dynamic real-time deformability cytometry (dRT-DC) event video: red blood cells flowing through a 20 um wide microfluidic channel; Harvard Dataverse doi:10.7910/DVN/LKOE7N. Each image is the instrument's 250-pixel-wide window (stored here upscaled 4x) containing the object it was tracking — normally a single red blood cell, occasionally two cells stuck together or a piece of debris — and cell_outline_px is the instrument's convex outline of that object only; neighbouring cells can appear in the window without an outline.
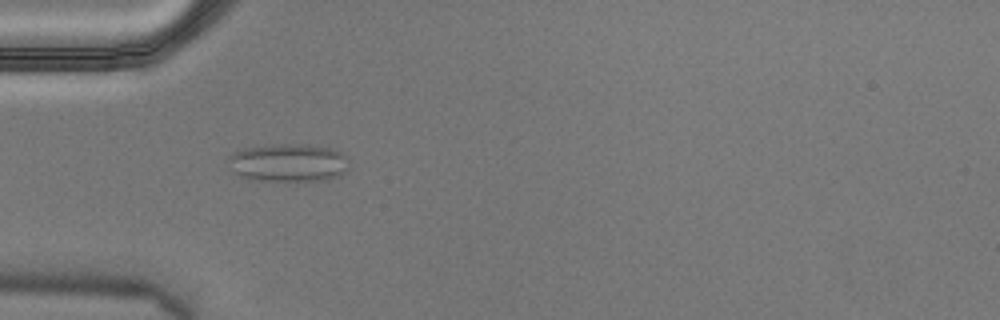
{"species": "Egyptian fruit bat (a non-hibernating species)", "species_latin": "Rousettus aegyptiacus", "temperature_condition": "cold", "stored_images_in_passage": 55, "camera_frame_rate_fps": 3000, "um_per_image_px": 0.085, "animal": {"sex": "male"}, "frame": {"image": 1, "passage_image": 17, "time_ms": 5.333, "image_size_px": [1000, 320], "cell_outline_px": [[348, 168], [340, 176], [328, 180], [260, 180], [240, 176], [232, 172], [228, 160], [228, 156], [244, 148], [272, 144], [308, 144], [332, 148], [348, 156]], "centroid_in_image_um": [24.55, 13.82], "position_along_channel_um": 60.5, "area_um2": 26.93}}
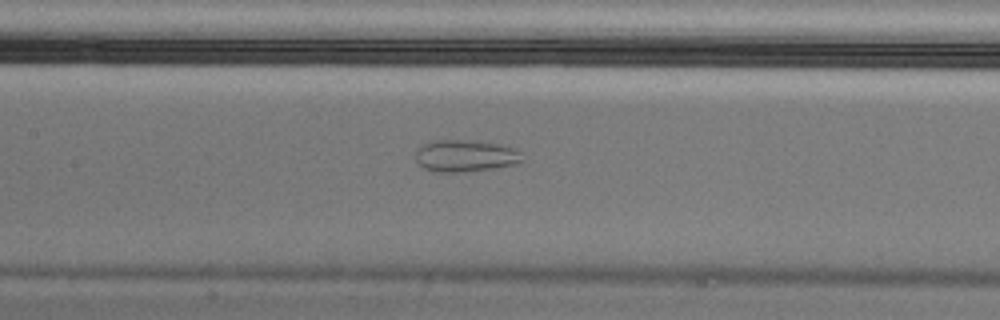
{"frame": {"image": 2, "passage_image": 26, "time_ms": 8.333, "image_size_px": [1000, 320], "cell_outline_px": [[524, 160], [516, 164], [496, 168], [464, 172], [436, 172], [424, 168], [416, 160], [416, 148], [432, 140], [476, 140], [500, 144], [516, 148], [520, 152]], "centroid_in_image_um": [39.58, 13.24], "position_along_channel_um": 167.8, "area_um2": 20.17}}
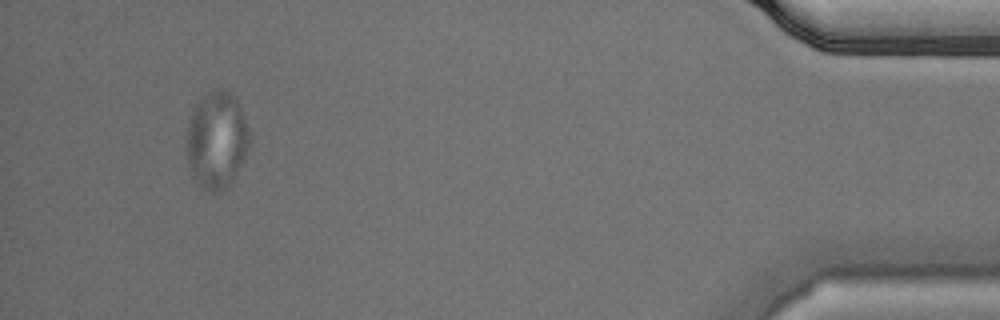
{"frame": {"image": 3, "passage_image": 52, "time_ms": 17.0, "image_size_px": [1000, 320], "cell_outline_px": [[252, 144], [244, 160], [232, 180], [220, 192], [212, 192], [204, 188], [200, 184], [188, 168], [184, 140], [188, 124], [192, 112], [196, 104], [208, 92], [216, 88], [220, 88], [228, 92], [236, 100], [240, 108], [252, 136]], "centroid_in_image_um": [18.42, 11.91], "position_along_channel_um": 416.8, "area_um2": 35.89}}